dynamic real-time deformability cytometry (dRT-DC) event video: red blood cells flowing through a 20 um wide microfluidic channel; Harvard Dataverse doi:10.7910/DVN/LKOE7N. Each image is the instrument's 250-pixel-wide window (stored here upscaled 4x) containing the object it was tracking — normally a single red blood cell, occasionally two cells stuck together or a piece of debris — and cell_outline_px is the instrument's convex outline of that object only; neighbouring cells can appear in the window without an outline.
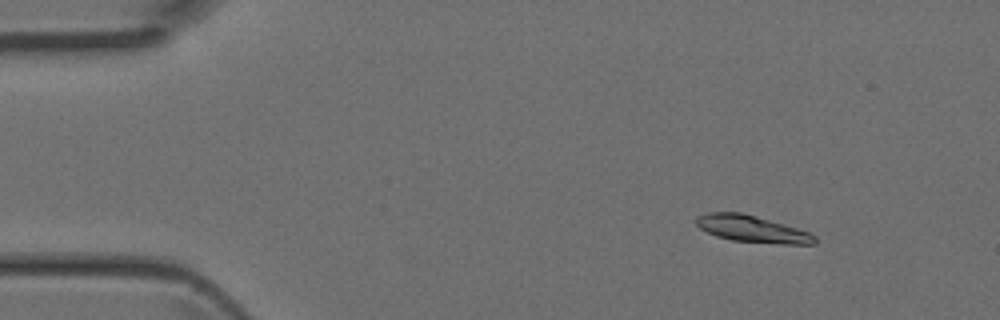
{"species": "Egyptian fruit bat (a non-hibernating species)", "species_latin": "Rousettus aegyptiacus", "temperature_condition": "room temperature", "stored_images_in_passage": 3, "camera_frame_rate_fps": 3000, "um_per_image_px": 0.085, "animal": {"sex": "female"}, "frame": {"image": 1, "passage_image": 1, "time_ms": 0.0, "image_size_px": [1000, 320], "cell_outline_px": [[816, 244], [784, 244], [732, 240], [716, 236], [700, 228], [696, 224], [696, 220], [700, 216], [708, 212], [744, 212], [796, 228], [808, 232], [816, 236]], "centroid_in_image_um": [63.94, 19.45], "position_along_channel_um": 21.1, "area_um2": 18.26}}
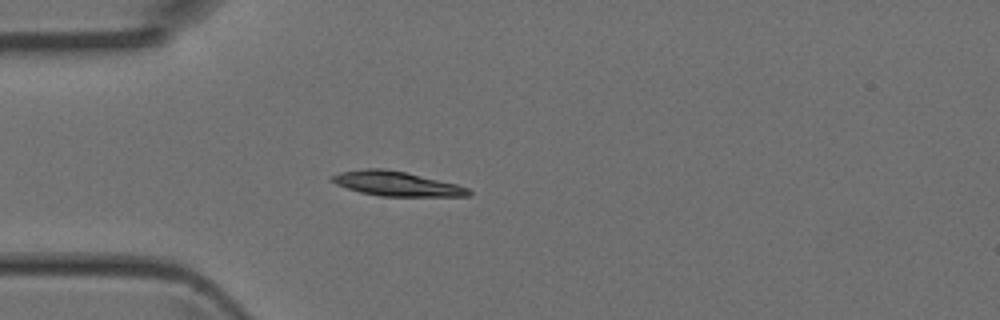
{"frame": {"image": 2, "passage_image": 3, "time_ms": 0.667, "image_size_px": [1000, 320], "cell_outline_px": [[472, 196], [380, 196], [360, 192], [336, 184], [328, 180], [328, 176], [340, 172], [364, 168], [380, 168], [404, 172], [456, 184], [468, 188], [472, 192]], "centroid_in_image_um": [33.65, 15.61], "position_along_channel_um": 51.3, "area_um2": 19.48}}